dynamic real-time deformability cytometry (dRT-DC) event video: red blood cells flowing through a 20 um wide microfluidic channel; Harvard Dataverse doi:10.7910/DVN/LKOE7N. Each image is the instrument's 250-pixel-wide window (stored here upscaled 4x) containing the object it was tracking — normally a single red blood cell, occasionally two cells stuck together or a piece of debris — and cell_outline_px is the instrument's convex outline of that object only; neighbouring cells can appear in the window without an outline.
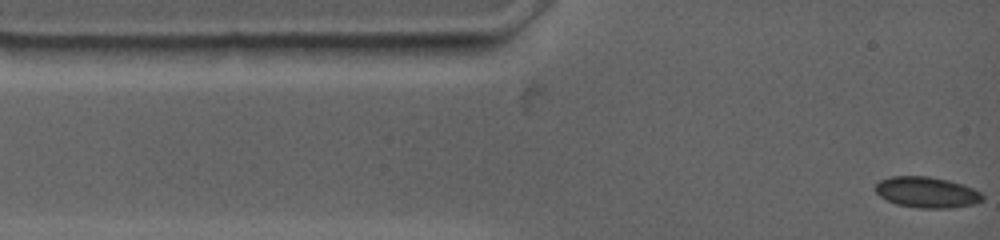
{"species": "common noctule bat (a hibernating species)", "species_latin": "Nyctalus noctula", "temperature_condition": "warm", "stored_images_in_passage": 22, "camera_frame_rate_fps": 4500, "um_per_image_px": 0.085, "animal": {"sex": "female", "body_mass_g": 19.0, "forearm_length_mm": 53.3}, "frame": {"image": 1, "passage_image": 1, "time_ms": 0.0, "image_size_px": [1000, 240], "cell_outline_px": [[984, 200], [976, 204], [952, 208], [916, 208], [896, 204], [880, 196], [876, 192], [876, 184], [880, 180], [892, 176], [928, 176], [948, 180], [972, 188], [980, 192], [984, 196]], "centroid_in_image_um": [78.8, 16.35], "position_along_channel_um": 6.2, "area_um2": 19.31}}
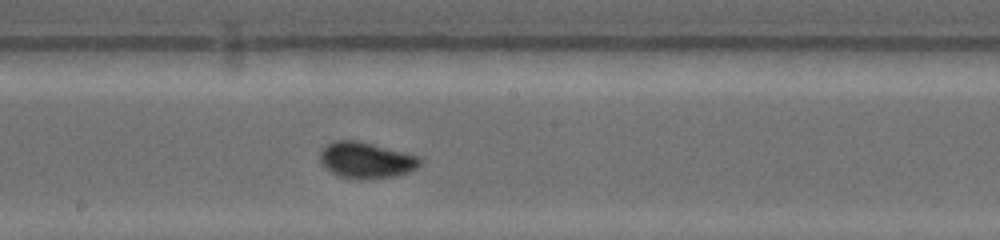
{"frame": {"image": 2, "passage_image": 13, "time_ms": 6.889, "image_size_px": [1000, 240], "cell_outline_px": [[424, 160], [416, 168], [408, 172], [392, 176], [340, 176], [328, 172], [324, 168], [320, 160], [320, 152], [328, 144], [336, 140], [356, 140], [420, 156]], "centroid_in_image_um": [31.12, 13.57], "position_along_channel_um": 217.1, "area_um2": 20.29}}
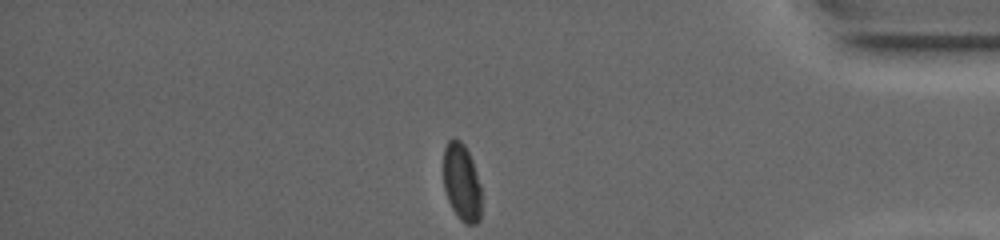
{"frame": {"image": 3, "passage_image": 22, "time_ms": 12.667, "image_size_px": [1000, 240], "cell_outline_px": [[480, 220], [476, 224], [464, 224], [460, 220], [452, 208], [448, 200], [444, 188], [444, 148], [448, 140], [460, 140], [464, 144], [472, 160], [480, 184]], "centroid_in_image_um": [39.24, 15.52], "position_along_channel_um": 396.0, "area_um2": 16.99}, "authors_computed_cell_mechanics": {"area_um2": 19.1896, "velocity_mm_per_s": 3.6872, "shape_relaxation_time_tau1_ms": 5.3873, "shape_relaxation_time_tau2_ms": null, "deformation_change_tau1": 0.1015, "deformation_change_tau2": null}}